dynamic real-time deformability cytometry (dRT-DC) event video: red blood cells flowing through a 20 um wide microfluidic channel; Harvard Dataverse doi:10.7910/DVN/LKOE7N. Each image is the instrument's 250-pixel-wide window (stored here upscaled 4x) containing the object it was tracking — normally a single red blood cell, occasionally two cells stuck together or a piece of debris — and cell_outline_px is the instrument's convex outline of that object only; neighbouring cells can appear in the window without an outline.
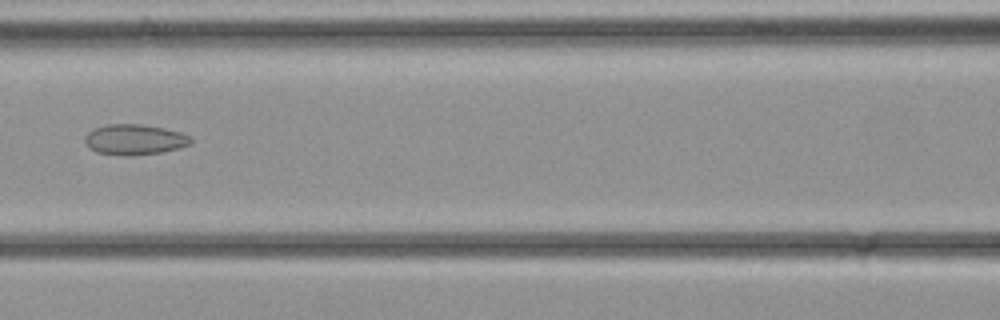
{"species": "common noctule bat (a hibernating species)", "species_latin": "Nyctalus noctula", "temperature_condition": "cold", "stored_images_in_passage": 34, "camera_frame_rate_fps": 3000, "um_per_image_px": 0.085, "animal": {"sex": "female", "body_mass_g": 21.9}, "frame": {"image": 1, "passage_image": 15, "time_ms": 4.667, "image_size_px": [1000, 320], "cell_outline_px": [[192, 144], [180, 148], [160, 152], [136, 156], [124, 156], [96, 152], [88, 148], [84, 144], [84, 136], [92, 128], [108, 124], [140, 124], [164, 128], [180, 132], [188, 136], [192, 140]], "centroid_in_image_um": [11.39, 11.87], "position_along_channel_um": 155.2, "area_um2": 19.13}}
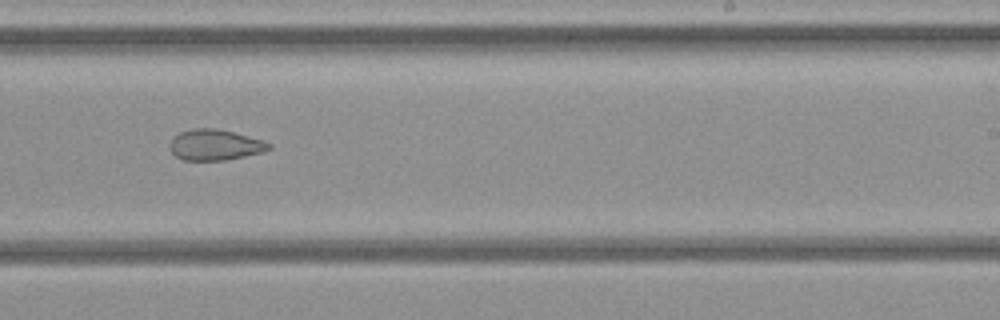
{"frame": {"image": 2, "passage_image": 21, "time_ms": 6.667, "image_size_px": [1000, 320], "cell_outline_px": [[272, 148], [264, 152], [228, 160], [180, 160], [168, 148], [168, 144], [172, 136], [180, 132], [192, 128], [216, 128], [264, 140], [272, 144]], "centroid_in_image_um": [18.26, 12.32], "position_along_channel_um": 270.7, "area_um2": 18.15}}
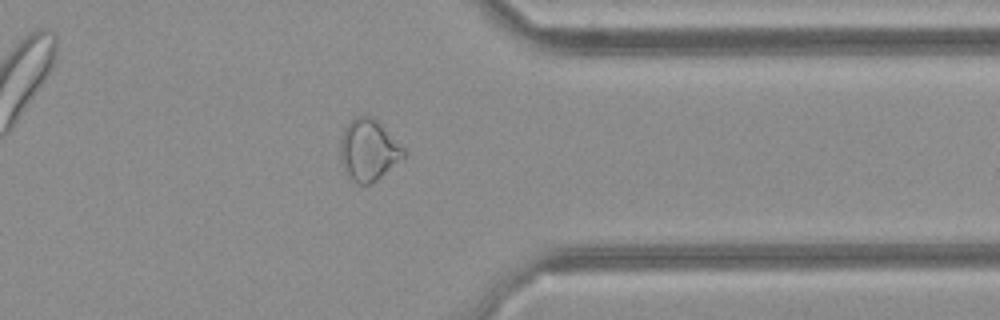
{"frame": {"image": 3, "passage_image": 27, "time_ms": 8.667, "image_size_px": [1000, 320], "cell_outline_px": [[408, 152], [404, 156], [376, 180], [368, 184], [356, 184], [344, 172], [340, 160], [340, 140], [344, 128], [356, 116], [368, 116], [376, 120]], "centroid_in_image_um": [31.28, 12.77], "position_along_channel_um": 380.1, "area_um2": 22.37}}